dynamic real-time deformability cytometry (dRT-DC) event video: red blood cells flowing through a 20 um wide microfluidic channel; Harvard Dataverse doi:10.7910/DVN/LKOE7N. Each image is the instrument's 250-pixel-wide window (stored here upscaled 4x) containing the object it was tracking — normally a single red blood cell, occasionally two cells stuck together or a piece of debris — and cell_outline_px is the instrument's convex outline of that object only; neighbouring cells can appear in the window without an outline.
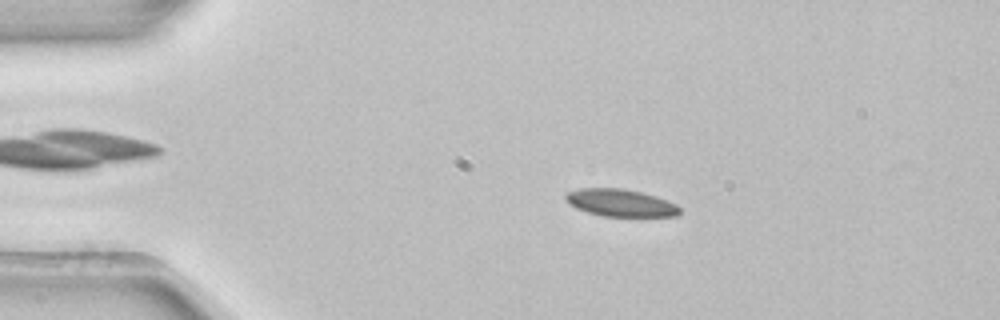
{"species": "common noctule bat (a hibernating species)", "species_latin": "Nyctalus noctula", "temperature_condition": "room temperature", "stored_images_in_passage": 4, "segment_of_instrument_passage": [1, 2], "camera_frame_rate_fps": 3000, "um_per_image_px": 0.085, "animal": {"sex": "female", "body_mass_g": 22.7, "forearm_length_mm": 54.2}, "frame": {"image": 1, "passage_image": 2, "time_ms": 0.333, "image_size_px": [1000, 320], "cell_outline_px": [[680, 216], [600, 216], [576, 208], [564, 196], [568, 192], [580, 188], [620, 188], [640, 192], [656, 196], [676, 204], [680, 208]], "centroid_in_image_um": [52.77, 17.24], "position_along_channel_um": 32.2, "area_um2": 17.98}}